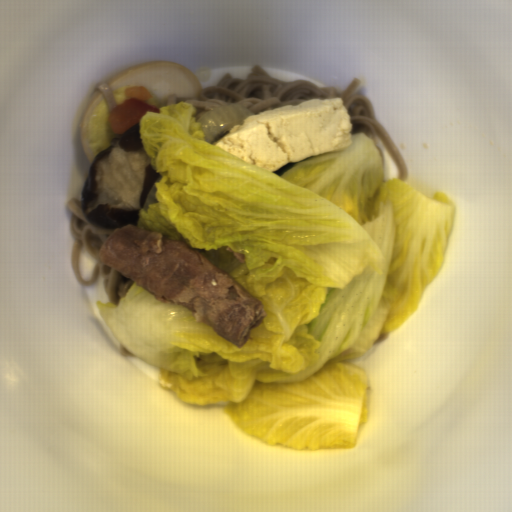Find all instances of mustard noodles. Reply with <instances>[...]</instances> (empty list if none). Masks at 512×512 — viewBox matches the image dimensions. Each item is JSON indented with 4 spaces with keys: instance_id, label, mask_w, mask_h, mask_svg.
Instances as JSON below:
<instances>
[{
    "instance_id": "7f7daa86",
    "label": "mustard noodles",
    "mask_w": 512,
    "mask_h": 512,
    "mask_svg": "<svg viewBox=\"0 0 512 512\" xmlns=\"http://www.w3.org/2000/svg\"><path fill=\"white\" fill-rule=\"evenodd\" d=\"M80 203L81 200L76 198H71L66 202L71 213L69 220L72 237L70 266L73 277L80 285L88 287L102 279L103 290L109 302L117 305L135 281L107 266L100 258V249L110 234L119 228H105L90 224L82 214ZM83 246L87 254L97 260L91 280L86 281L82 279L78 269V254Z\"/></svg>"
},
{
    "instance_id": "964a15a8",
    "label": "mustard noodles",
    "mask_w": 512,
    "mask_h": 512,
    "mask_svg": "<svg viewBox=\"0 0 512 512\" xmlns=\"http://www.w3.org/2000/svg\"><path fill=\"white\" fill-rule=\"evenodd\" d=\"M107 81L108 80L98 84L97 90H100L103 98L105 99V101H106V103H107V105H108V107H109V109L111 111L112 109H114L118 105H117V103H116V101H115V99H114V97H113V95H112L108 85H107Z\"/></svg>"
},
{
    "instance_id": "66139170",
    "label": "mustard noodles",
    "mask_w": 512,
    "mask_h": 512,
    "mask_svg": "<svg viewBox=\"0 0 512 512\" xmlns=\"http://www.w3.org/2000/svg\"><path fill=\"white\" fill-rule=\"evenodd\" d=\"M120 352H121V356H124V357H132L133 358L134 356H136L135 354H133L132 352L127 350L122 343H121V347H120Z\"/></svg>"
},
{
    "instance_id": "0af2e427",
    "label": "mustard noodles",
    "mask_w": 512,
    "mask_h": 512,
    "mask_svg": "<svg viewBox=\"0 0 512 512\" xmlns=\"http://www.w3.org/2000/svg\"><path fill=\"white\" fill-rule=\"evenodd\" d=\"M361 79L353 78L342 91L334 86H315L305 81H283L269 75L260 65L254 66L245 78L227 73L217 85L201 87L195 98L178 100L170 96L167 105L188 102L195 106L196 122L212 108L228 104H241L255 116L272 108L295 106L303 101L320 98H341L347 107L353 126L351 136L364 132L370 138L378 137L397 166L398 178L405 182L408 166L396 143L379 124L372 101L366 95H358Z\"/></svg>"
}]
</instances>
